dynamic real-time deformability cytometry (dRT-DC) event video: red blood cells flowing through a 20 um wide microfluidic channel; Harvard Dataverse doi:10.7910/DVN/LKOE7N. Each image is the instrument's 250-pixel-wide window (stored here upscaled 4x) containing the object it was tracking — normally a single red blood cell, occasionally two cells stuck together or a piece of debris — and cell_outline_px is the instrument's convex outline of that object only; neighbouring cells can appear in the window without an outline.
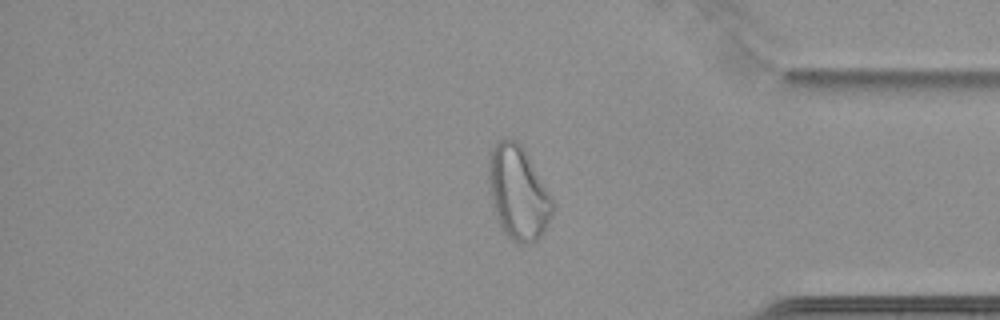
{"species": "common noctule bat (a hibernating species)", "species_latin": "Nyctalus noctula", "temperature_condition": "cold", "stored_images_in_passage": 63, "camera_frame_rate_fps": 3000, "um_per_image_px": 0.085, "animal": {"sex": "female", "body_mass_g": 22.7, "forearm_length_mm": 54.2}, "frame": {"image": 1, "passage_image": 54, "time_ms": 17.667, "image_size_px": [1000, 320], "cell_outline_px": [[556, 208], [544, 232], [532, 244], [516, 244], [504, 232], [496, 216], [488, 184], [488, 156], [492, 144], [508, 136], [516, 140], [524, 148], [552, 196], [556, 204]], "centroid_in_image_um": [44.06, 16.36], "position_along_channel_um": 391.1, "area_um2": 35.66}}